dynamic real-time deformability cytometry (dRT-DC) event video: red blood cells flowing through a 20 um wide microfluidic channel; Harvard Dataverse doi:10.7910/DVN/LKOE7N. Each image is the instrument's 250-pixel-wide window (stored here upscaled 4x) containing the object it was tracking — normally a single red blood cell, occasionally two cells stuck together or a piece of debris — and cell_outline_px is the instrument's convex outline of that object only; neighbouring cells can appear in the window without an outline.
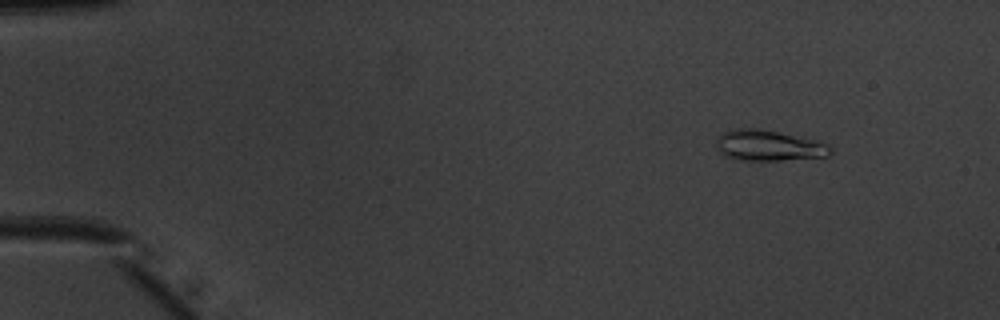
{"species": "common noctule bat (a hibernating species)", "species_latin": "Nyctalus noctula", "temperature_condition": "warm", "stored_images_in_passage": 52, "camera_frame_rate_fps": 3000, "um_per_image_px": 0.085, "animal": {"sex": "male", "body_mass_g": 20.1, "forearm_length_mm": 53.5}, "frame": {"image": 1, "passage_image": 7, "time_ms": 2.0, "image_size_px": [1000, 320], "cell_outline_px": [[832, 152], [828, 156], [780, 160], [740, 160], [724, 156], [720, 152], [716, 144], [716, 140], [724, 132], [736, 128], [760, 128], [812, 140], [824, 144], [832, 148]], "centroid_in_image_um": [65.28, 12.37], "position_along_channel_um": 19.7, "area_um2": 20.06}}
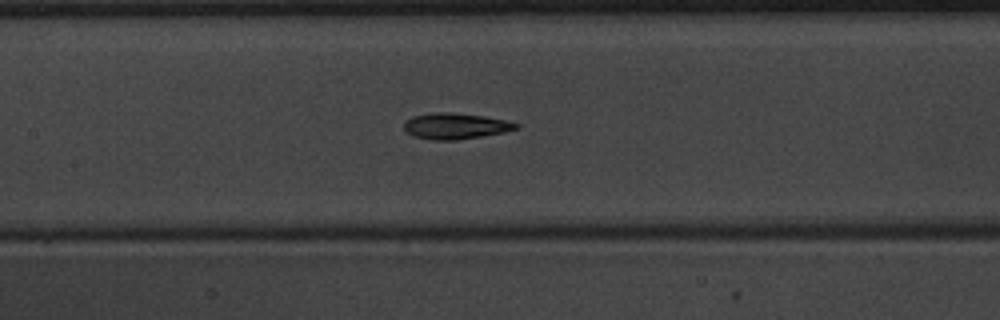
{"frame": {"image": 2, "passage_image": 26, "time_ms": 8.333, "image_size_px": [1000, 320], "cell_outline_px": [[520, 128], [504, 132], [484, 136], [456, 140], [432, 140], [412, 136], [404, 128], [404, 124], [412, 116], [432, 112], [452, 112], [484, 116], [504, 120], [520, 124]], "centroid_in_image_um": [38.73, 10.71], "position_along_channel_um": 168.7, "area_um2": 17.05}}
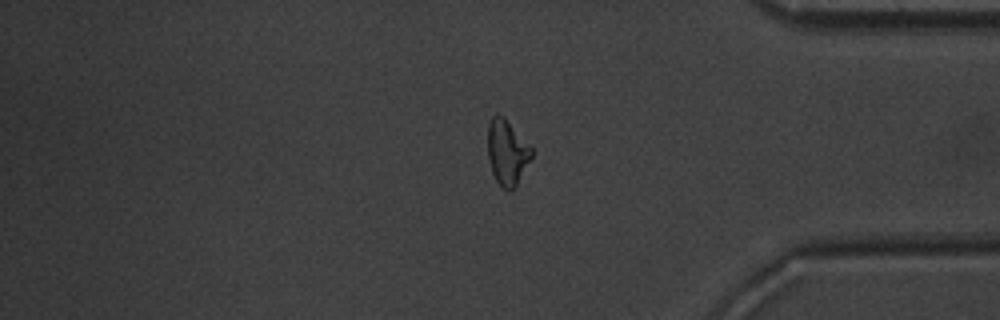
{"frame": {"image": 3, "passage_image": 44, "time_ms": 14.333, "image_size_px": [1000, 320], "cell_outline_px": [[536, 152], [516, 188], [512, 192], [508, 192], [496, 180], [492, 172], [488, 156], [488, 124], [492, 116], [496, 112], [504, 116]], "centroid_in_image_um": [43.14, 12.97], "position_along_channel_um": 392.1, "area_um2": 17.22}, "authors_computed_cell_mechanics": {"area_um2": 17.051, "velocity_mm_per_s": 4.0219, "shape_relaxation_time_tau1_ms": 3.964, "shape_relaxation_time_tau2_ms": 2.6947, "deformation_change_tau1": 0.172, "deformation_change_tau2": 0.1185}}